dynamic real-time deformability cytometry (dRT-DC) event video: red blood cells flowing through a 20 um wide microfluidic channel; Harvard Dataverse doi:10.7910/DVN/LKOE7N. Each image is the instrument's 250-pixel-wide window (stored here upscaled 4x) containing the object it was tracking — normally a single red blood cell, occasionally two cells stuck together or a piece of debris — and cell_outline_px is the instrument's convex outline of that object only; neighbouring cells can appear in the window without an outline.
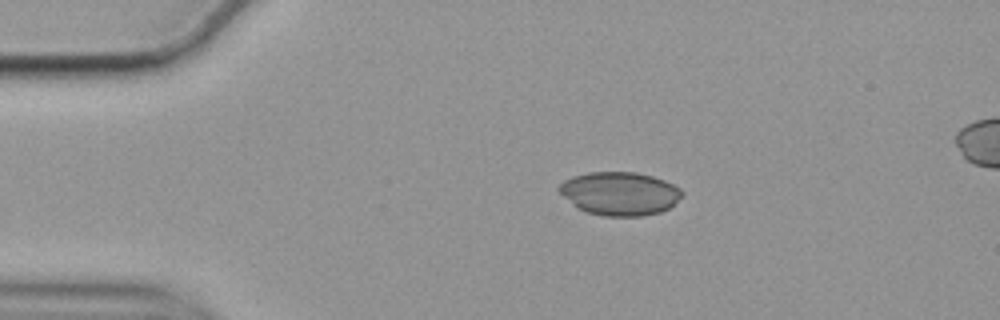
{"species": "common noctule bat (a hibernating species)", "species_latin": "Nyctalus noctula", "temperature_condition": "cold", "stored_images_in_passage": 47, "camera_frame_rate_fps": 3000, "um_per_image_px": 0.085, "animal": {"sex": "female", "body_mass_g": 19.9}, "frame": {"image": 1, "passage_image": 1, "time_ms": 0.0, "image_size_px": [1000, 320], "cell_outline_px": [[684, 196], [668, 208], [660, 212], [640, 216], [604, 216], [588, 212], [572, 204], [556, 188], [564, 180], [572, 176], [588, 172], [636, 172], [652, 176], [664, 180], [680, 188], [684, 192]], "centroid_in_image_um": [52.69, 16.44], "position_along_channel_um": 32.3, "area_um2": 31.04}}
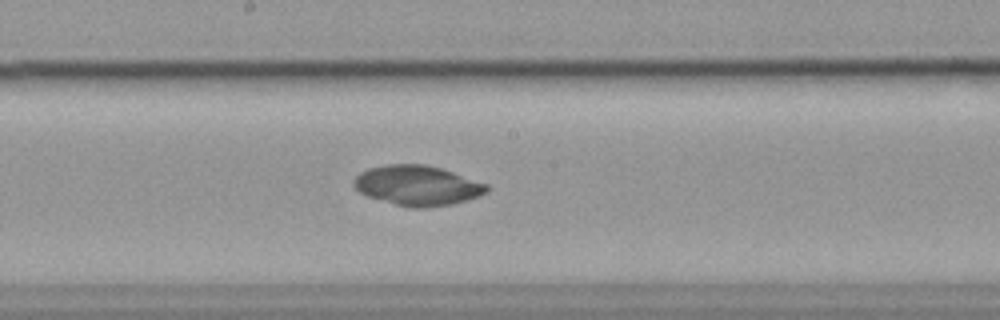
{"frame": {"image": 2, "passage_image": 20, "time_ms": 6.333, "image_size_px": [1000, 320], "cell_outline_px": [[488, 192], [480, 196], [468, 200], [452, 204], [428, 208], [408, 208], [368, 196], [360, 192], [352, 184], [352, 180], [360, 172], [368, 168], [388, 164], [424, 164], [440, 168], [488, 184]], "centroid_in_image_um": [35.48, 15.77], "position_along_channel_um": 212.7, "area_um2": 31.1}}
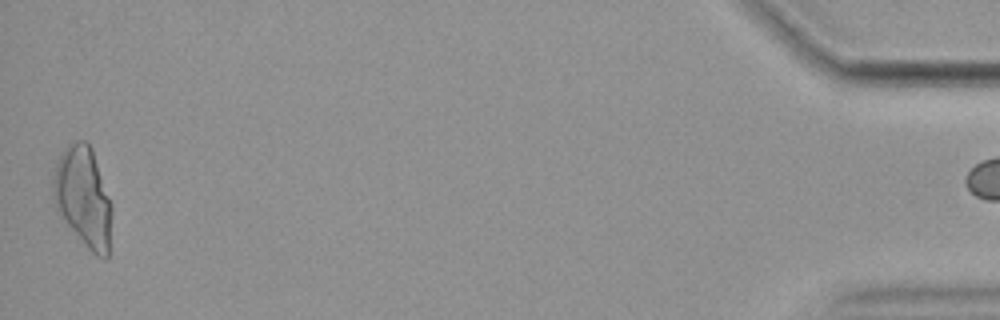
{"frame": {"image": 3, "passage_image": 46, "time_ms": 15.0, "image_size_px": [1000, 320], "cell_outline_px": [[112, 212], [108, 260], [104, 260], [96, 256], [88, 248], [68, 224], [56, 208], [52, 192], [52, 184], [56, 164], [60, 152], [68, 144], [76, 140], [84, 140], [92, 148], [112, 204]], "centroid_in_image_um": [7.1, 16.73], "position_along_channel_um": 428.1, "area_um2": 34.22}}